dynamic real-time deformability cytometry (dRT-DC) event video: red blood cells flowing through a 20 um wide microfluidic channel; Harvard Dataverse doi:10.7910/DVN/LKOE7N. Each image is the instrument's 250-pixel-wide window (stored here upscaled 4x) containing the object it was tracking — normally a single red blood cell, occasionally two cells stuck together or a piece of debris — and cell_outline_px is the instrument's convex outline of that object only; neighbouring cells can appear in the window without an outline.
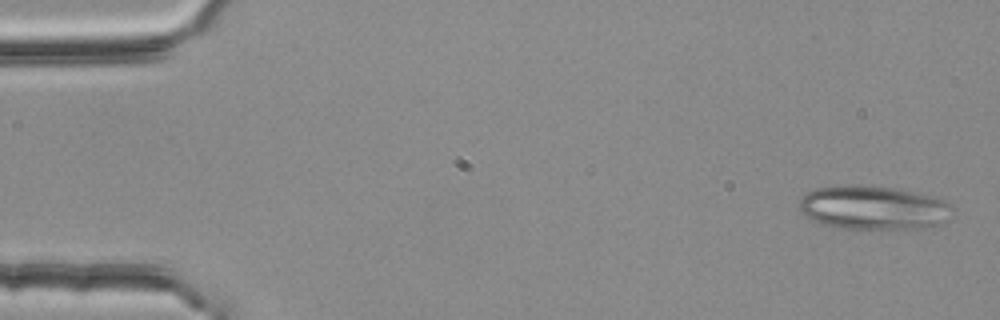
{"species": "common noctule bat (a hibernating species)", "species_latin": "Nyctalus noctula", "temperature_condition": "room temperature", "stored_images_in_passage": 4, "camera_frame_rate_fps": 3000, "um_per_image_px": 0.085, "animal": {"sex": "female", "body_mass_g": 25.1}, "frame": {"image": 1, "passage_image": 1, "time_ms": 0.0, "image_size_px": [1000, 320], "cell_outline_px": [[948, 220], [936, 224], [888, 232], [836, 228], [820, 224], [804, 216], [800, 212], [800, 200], [808, 192], [816, 188], [896, 188], [944, 200], [948, 204]], "centroid_in_image_um": [74.18, 17.75], "position_along_channel_um": 10.8, "area_um2": 38.38}}